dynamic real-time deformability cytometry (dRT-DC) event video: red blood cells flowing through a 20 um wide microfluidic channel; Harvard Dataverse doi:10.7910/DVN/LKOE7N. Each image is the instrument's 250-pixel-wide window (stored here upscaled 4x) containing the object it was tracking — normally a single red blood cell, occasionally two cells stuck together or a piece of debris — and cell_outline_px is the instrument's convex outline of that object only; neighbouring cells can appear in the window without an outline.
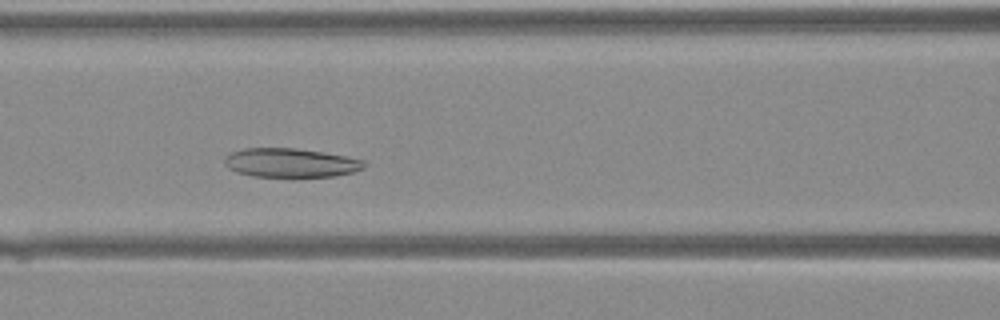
{"species": "Egyptian fruit bat (a non-hibernating species)", "species_latin": "Rousettus aegyptiacus", "temperature_condition": "warm", "stored_images_in_passage": 27, "camera_frame_rate_fps": 3000, "um_per_image_px": 0.085, "animal": {"sex": "female"}, "frame": {"image": 1, "passage_image": 6, "time_ms": 1.667, "image_size_px": [1000, 320], "cell_outline_px": [[368, 164], [364, 168], [352, 172], [336, 176], [292, 180], [252, 176], [236, 172], [228, 168], [224, 164], [224, 160], [232, 152], [244, 148], [296, 148], [324, 152], [364, 160]], "centroid_in_image_um": [24.73, 13.89], "position_along_channel_um": 141.9, "area_um2": 24.68}}
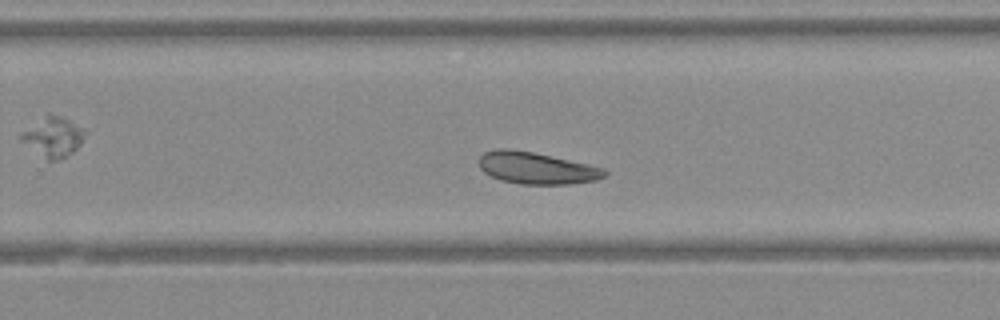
{"frame": {"image": 2, "passage_image": 15, "time_ms": 4.667, "image_size_px": [1000, 320], "cell_outline_px": [[608, 172], [604, 176], [596, 180], [568, 184], [520, 184], [500, 180], [484, 172], [480, 168], [480, 156], [484, 152], [496, 148], [508, 148], [532, 152], [588, 164], [604, 168]], "centroid_in_image_um": [45.59, 14.28], "position_along_channel_um": 284.2, "area_um2": 23.18}}
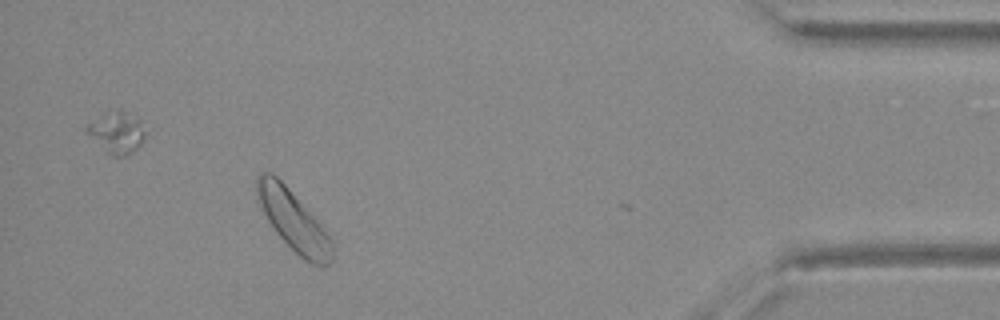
{"frame": {"image": 3, "passage_image": 26, "time_ms": 8.333, "image_size_px": [1000, 320], "cell_outline_px": [[332, 260], [324, 268], [320, 268], [304, 260], [276, 232], [268, 220], [256, 200], [256, 176], [260, 172], [272, 172], [288, 188], [328, 232], [332, 240]], "centroid_in_image_um": [24.93, 18.76], "position_along_channel_um": 410.3, "area_um2": 26.3}}